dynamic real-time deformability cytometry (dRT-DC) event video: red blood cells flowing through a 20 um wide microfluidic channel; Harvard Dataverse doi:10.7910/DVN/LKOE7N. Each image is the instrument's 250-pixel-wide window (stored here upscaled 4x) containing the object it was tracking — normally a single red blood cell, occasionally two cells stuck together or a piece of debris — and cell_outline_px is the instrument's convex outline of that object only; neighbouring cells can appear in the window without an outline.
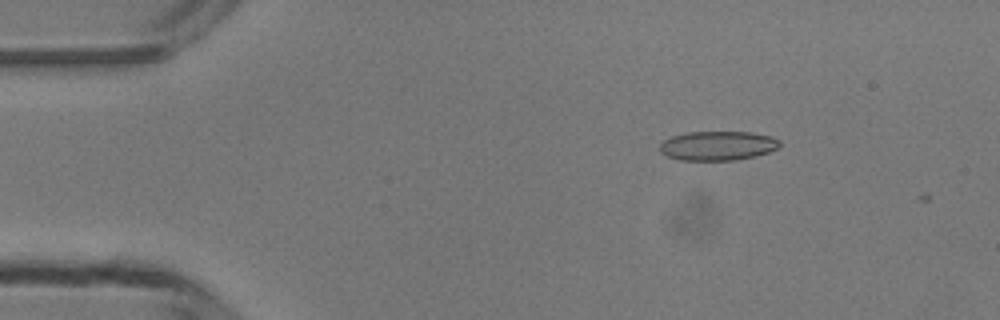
{"species": "common noctule bat (a hibernating species)", "species_latin": "Nyctalus noctula", "temperature_condition": "room temperature", "stored_images_in_passage": 3, "camera_frame_rate_fps": 3000, "um_per_image_px": 0.085, "animal": {"sex": "male", "body_mass_g": 13.3}, "frame": {"image": 1, "passage_image": 2, "time_ms": 0.333, "image_size_px": [1000, 320], "cell_outline_px": [[780, 144], [776, 148], [768, 152], [756, 156], [736, 160], [680, 160], [668, 156], [660, 152], [660, 144], [664, 140], [672, 136], [688, 132], [752, 132], [772, 136], [780, 140]], "centroid_in_image_um": [61.02, 12.38], "position_along_channel_um": 24.0, "area_um2": 20.46}}